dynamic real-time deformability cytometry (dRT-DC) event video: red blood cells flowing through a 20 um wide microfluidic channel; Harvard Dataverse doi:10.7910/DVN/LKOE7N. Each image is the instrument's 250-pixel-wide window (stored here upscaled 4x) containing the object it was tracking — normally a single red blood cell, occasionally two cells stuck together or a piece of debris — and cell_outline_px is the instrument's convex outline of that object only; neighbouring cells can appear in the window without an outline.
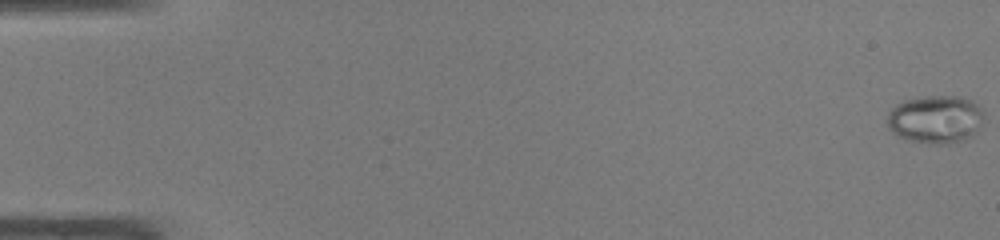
{"species": "common noctule bat (a hibernating species)", "species_latin": "Nyctalus noctula", "temperature_condition": "warm", "stored_images_in_passage": 49, "camera_frame_rate_fps": 3000, "um_per_image_px": 0.085, "animal": {"sex": "male", "body_mass_g": 19.0, "forearm_length_mm": 50.8}, "frame": {"image": 1, "passage_image": 1, "time_ms": 0.0, "image_size_px": [1000, 240], "cell_outline_px": [[984, 124], [972, 136], [964, 140], [948, 144], [928, 144], [912, 140], [900, 136], [892, 132], [888, 128], [888, 112], [896, 104], [904, 100], [924, 96], [960, 96], [972, 100], [984, 112]], "centroid_in_image_um": [79.56, 10.14], "position_along_channel_um": 5.4, "area_um2": 27.4}}
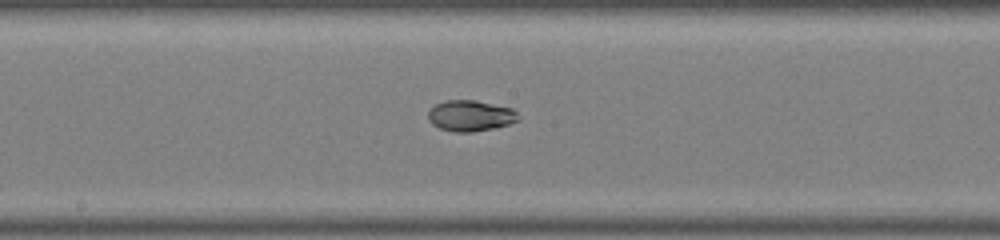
{"frame": {"image": 2, "passage_image": 27, "time_ms": 8.667, "image_size_px": [1000, 240], "cell_outline_px": [[520, 120], [496, 128], [472, 132], [456, 132], [440, 128], [432, 124], [428, 120], [428, 112], [436, 104], [444, 100], [476, 100], [512, 108], [516, 112]], "centroid_in_image_um": [39.99, 9.84], "position_along_channel_um": 208.2, "area_um2": 16.3}}
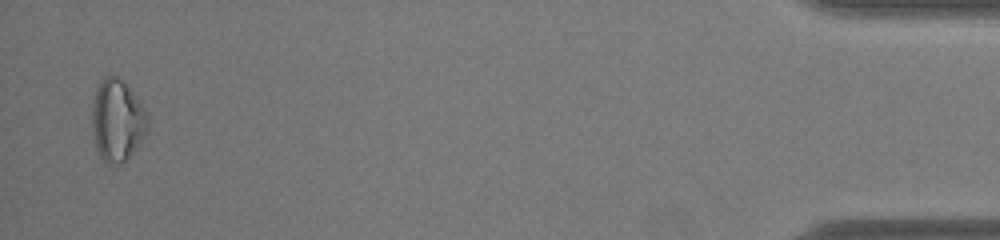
{"frame": {"image": 3, "passage_image": 48, "time_ms": 15.667, "image_size_px": [1000, 240], "cell_outline_px": [[148, 128], [144, 136], [128, 160], [120, 164], [108, 164], [100, 156], [96, 148], [92, 132], [92, 100], [96, 88], [104, 76], [120, 76], [128, 84], [144, 108], [148, 116]], "centroid_in_image_um": [9.96, 10.22], "position_along_channel_um": 425.2, "area_um2": 26.99}, "authors_computed_cell_mechanics": {"area_um2": 19.7098, "velocity_mm_per_s": 4.2608, "shape_relaxation_time_tau1_ms": 8.6664, "shape_relaxation_time_tau2_ms": 5.2904, "deformation_change_tau1": 0.235, "deformation_change_tau2": 0.0414}}